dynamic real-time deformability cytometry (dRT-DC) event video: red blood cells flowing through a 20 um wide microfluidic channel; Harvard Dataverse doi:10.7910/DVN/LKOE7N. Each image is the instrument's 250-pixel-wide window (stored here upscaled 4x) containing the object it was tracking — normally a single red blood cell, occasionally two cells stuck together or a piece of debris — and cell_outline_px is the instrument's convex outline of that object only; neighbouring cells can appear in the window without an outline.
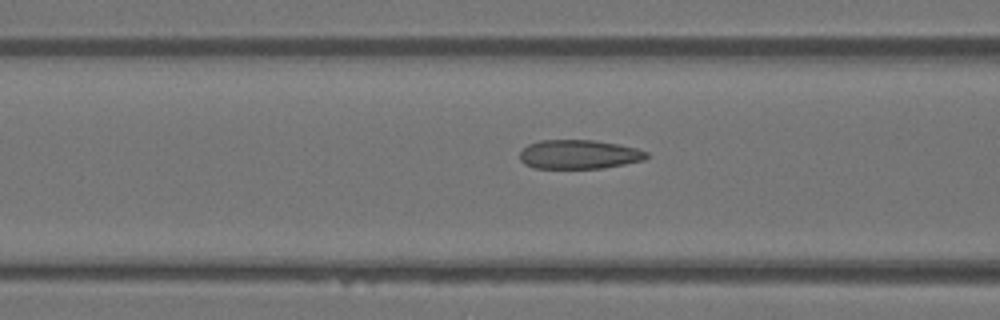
{"species": "Egyptian fruit bat (a non-hibernating species)", "species_latin": "Rousettus aegyptiacus", "temperature_condition": "warm", "stored_images_in_passage": 12, "camera_frame_rate_fps": 3000, "um_per_image_px": 0.085, "animal": {"sex": "female"}, "frame": {"image": 1, "passage_image": 10, "time_ms": 3.0, "image_size_px": [1000, 320], "cell_outline_px": [[648, 156], [644, 160], [604, 168], [532, 168], [524, 164], [520, 160], [520, 152], [528, 144], [540, 140], [592, 140], [620, 144], [636, 148], [648, 152]], "centroid_in_image_um": [49.21, 13.12], "position_along_channel_um": 117.4, "area_um2": 21.56}}